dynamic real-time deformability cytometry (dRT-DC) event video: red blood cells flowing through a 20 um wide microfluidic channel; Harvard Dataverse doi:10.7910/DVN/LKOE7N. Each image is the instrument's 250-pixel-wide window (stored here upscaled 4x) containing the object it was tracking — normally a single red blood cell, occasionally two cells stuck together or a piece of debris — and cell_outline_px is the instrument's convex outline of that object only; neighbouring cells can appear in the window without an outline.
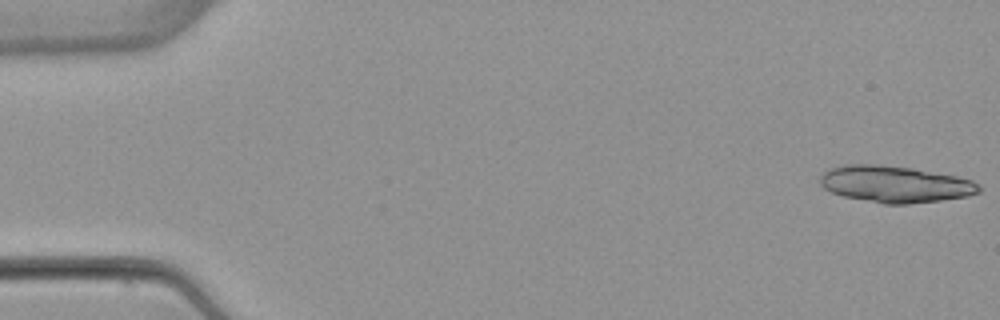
{"species": "common noctule bat (a hibernating species)", "species_latin": "Nyctalus noctula", "temperature_condition": "warm", "stored_images_in_passage": 53, "camera_frame_rate_fps": 3000, "um_per_image_px": 0.085, "animal": {"sex": "female", "body_mass_g": 22.7, "forearm_length_mm": 54.2}, "frame": {"image": 1, "passage_image": 1, "time_ms": 0.0, "image_size_px": [1000, 320], "cell_outline_px": [[980, 192], [968, 196], [940, 200], [908, 204], [884, 204], [844, 196], [832, 192], [824, 188], [820, 184], [820, 176], [824, 172], [832, 168], [844, 164], [880, 164], [912, 168], [956, 176], [972, 180], [980, 184]], "centroid_in_image_um": [76.09, 15.65], "position_along_channel_um": 8.9, "area_um2": 33.87}}
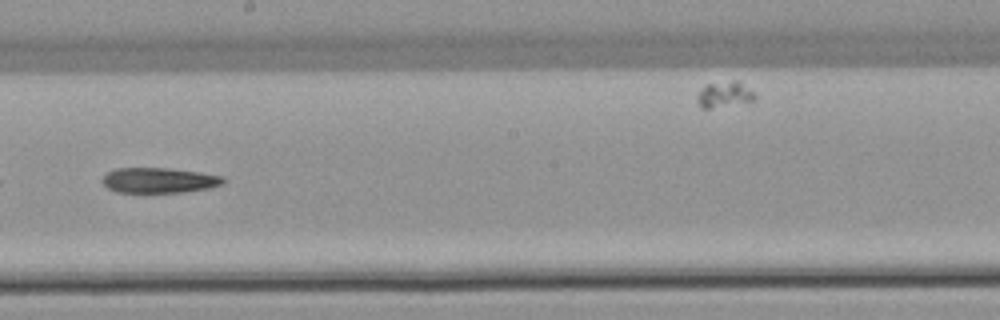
{"frame": {"image": 2, "passage_image": 30, "time_ms": 9.667, "image_size_px": [1000, 320], "cell_outline_px": [[224, 184], [208, 188], [184, 192], [116, 192], [108, 188], [100, 180], [108, 172], [116, 168], [168, 168], [200, 172], [224, 176]], "centroid_in_image_um": [13.53, 15.32], "position_along_channel_um": 234.7, "area_um2": 17.8}}
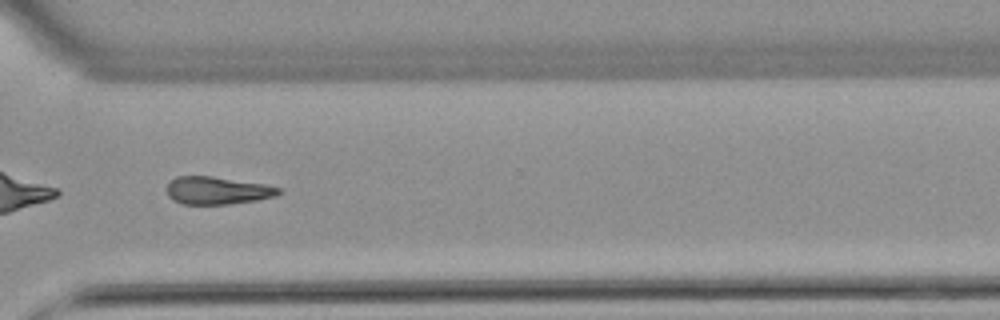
{"frame": {"image": 3, "passage_image": 39, "time_ms": 12.667, "image_size_px": [1000, 320], "cell_outline_px": [[280, 192], [276, 196], [256, 200], [228, 204], [180, 204], [172, 200], [168, 196], [164, 188], [168, 180], [176, 176], [212, 176], [264, 184], [280, 188]], "centroid_in_image_um": [18.37, 16.19], "position_along_channel_um": 352.2, "area_um2": 18.26}}